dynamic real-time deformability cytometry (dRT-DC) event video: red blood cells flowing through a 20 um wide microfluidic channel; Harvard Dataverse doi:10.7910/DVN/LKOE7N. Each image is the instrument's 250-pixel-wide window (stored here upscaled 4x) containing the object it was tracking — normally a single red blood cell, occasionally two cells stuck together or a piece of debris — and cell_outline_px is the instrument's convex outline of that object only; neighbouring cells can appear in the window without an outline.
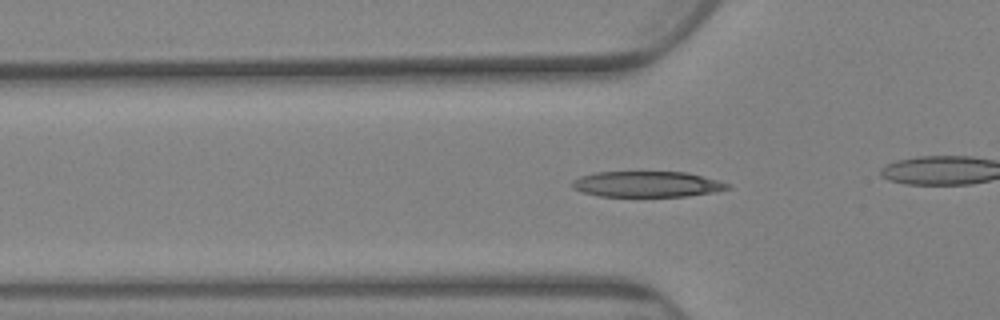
{"species": "Egyptian fruit bat (a non-hibernating species)", "species_latin": "Rousettus aegyptiacus", "temperature_condition": "warm", "stored_images_in_passage": 67, "camera_frame_rate_fps": 3000, "um_per_image_px": 0.085, "animal": {"sex": "female"}, "frame": {"image": 1, "passage_image": 29, "time_ms": 9.333, "image_size_px": [1000, 320], "cell_outline_px": [[732, 188], [716, 192], [688, 196], [600, 196], [580, 192], [572, 188], [572, 180], [580, 176], [596, 172], [688, 172], [732, 184]], "centroid_in_image_um": [55.02, 15.66], "position_along_channel_um": 70.8, "area_um2": 23.52}}
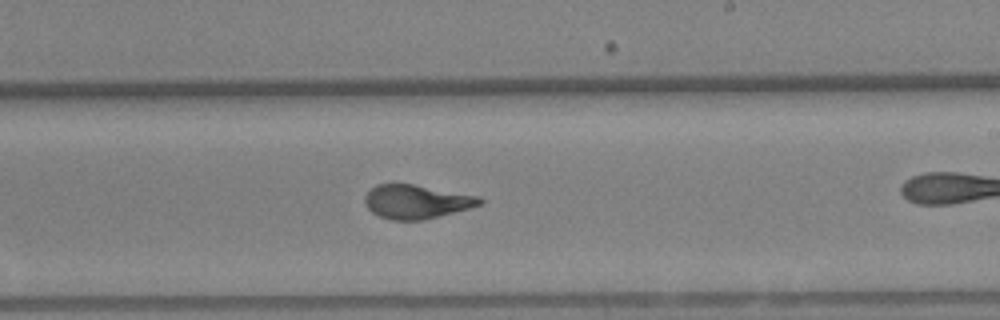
{"frame": {"image": 2, "passage_image": 51, "time_ms": 16.667, "image_size_px": [1000, 320], "cell_outline_px": [[484, 200], [480, 204], [468, 208], [424, 220], [392, 220], [380, 216], [372, 212], [364, 204], [364, 196], [376, 184], [412, 184], [476, 196]], "centroid_in_image_um": [35.33, 17.15], "position_along_channel_um": 253.7, "area_um2": 22.25}}
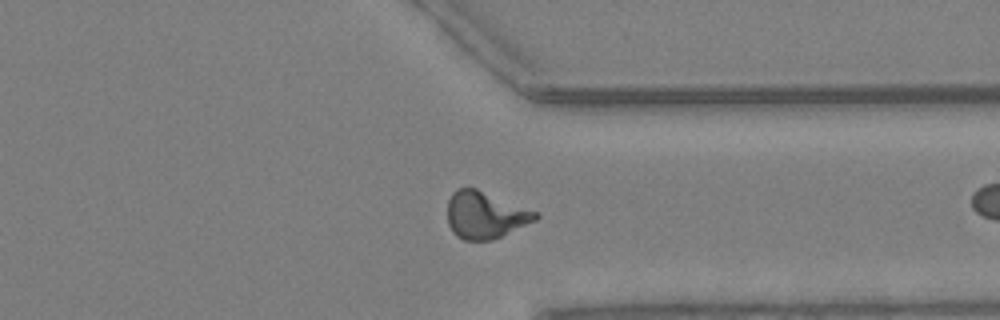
{"frame": {"image": 3, "passage_image": 65, "time_ms": 21.333, "image_size_px": [1000, 320], "cell_outline_px": [[540, 216], [536, 220], [492, 240], [464, 240], [456, 236], [452, 232], [448, 224], [448, 200], [452, 192], [456, 188], [476, 188], [540, 212]], "centroid_in_image_um": [41.24, 18.27], "position_along_channel_um": 370.2, "area_um2": 24.28}}